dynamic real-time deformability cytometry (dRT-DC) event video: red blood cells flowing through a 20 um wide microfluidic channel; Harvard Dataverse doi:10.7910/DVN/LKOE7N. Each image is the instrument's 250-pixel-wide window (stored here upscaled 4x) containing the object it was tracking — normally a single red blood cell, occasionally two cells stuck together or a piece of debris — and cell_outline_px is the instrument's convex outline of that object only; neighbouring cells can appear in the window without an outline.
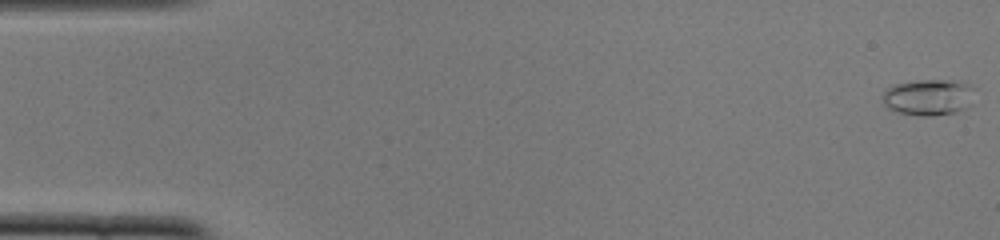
{"species": "common noctule bat (a hibernating species)", "species_latin": "Nyctalus noctula", "temperature_condition": "cold", "stored_images_in_passage": 51, "camera_frame_rate_fps": 3000, "um_per_image_px": 0.085, "animal": {"sex": "female", "body_mass_g": 22.0, "forearm_length_mm": 56.7}, "frame": {"image": 1, "passage_image": 1, "time_ms": 0.0, "image_size_px": [1000, 240], "cell_outline_px": [[976, 88], [972, 104], [956, 112], [932, 116], [920, 116], [900, 112], [888, 108], [884, 104], [884, 88], [896, 84], [916, 80], [968, 80]], "centroid_in_image_um": [79.02, 8.23], "position_along_channel_um": 6.0, "area_um2": 19.94}}
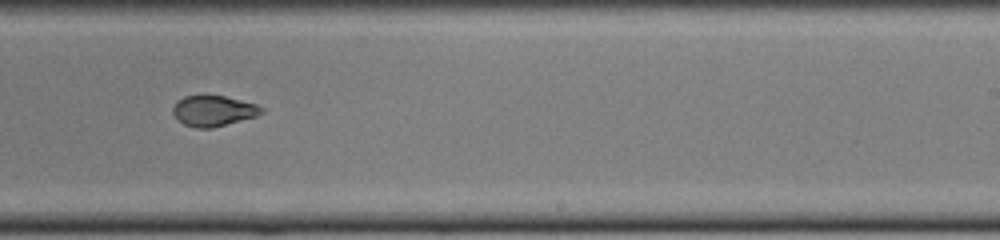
{"frame": {"image": 2, "passage_image": 32, "time_ms": 10.333, "image_size_px": [1000, 240], "cell_outline_px": [[264, 112], [256, 116], [212, 128], [196, 128], [184, 124], [176, 120], [172, 112], [172, 108], [176, 100], [184, 96], [224, 96], [256, 104], [264, 108]], "centroid_in_image_um": [18.1, 9.43], "position_along_channel_um": 270.9, "area_um2": 15.84}}
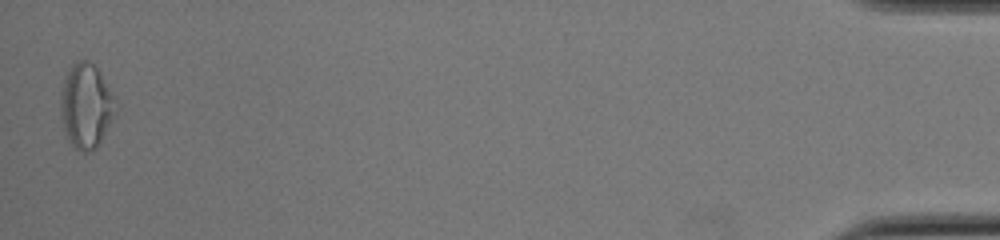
{"frame": {"image": 3, "passage_image": 51, "time_ms": 16.667, "image_size_px": [1000, 240], "cell_outline_px": [[112, 120], [96, 148], [92, 152], [80, 152], [68, 140], [64, 132], [60, 116], [60, 92], [64, 76], [72, 64], [76, 60], [88, 60], [96, 68], [108, 88], [112, 96]], "centroid_in_image_um": [7.22, 9.02], "position_along_channel_um": 428.0, "area_um2": 26.59}, "authors_computed_cell_mechanics": {"area_um2": 16.7042, "velocity_mm_per_s": 3.9252, "shape_relaxation_time_tau1_ms": null, "shape_relaxation_time_tau2_ms": 1.2775, "deformation_change_tau1": null, "deformation_change_tau2": 0.0644}}